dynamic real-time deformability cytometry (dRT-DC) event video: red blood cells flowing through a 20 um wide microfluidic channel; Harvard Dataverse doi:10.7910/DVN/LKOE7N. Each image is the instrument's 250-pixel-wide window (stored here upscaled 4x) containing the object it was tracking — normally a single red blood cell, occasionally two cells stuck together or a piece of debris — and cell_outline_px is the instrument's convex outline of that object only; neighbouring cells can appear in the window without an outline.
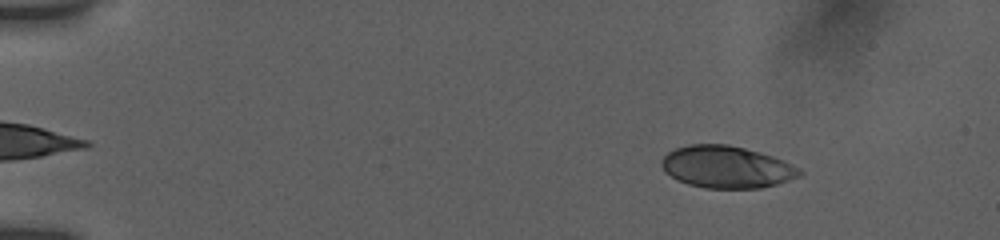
{"species": "human", "species_latin": "Homo sapiens", "temperature_condition": "room temperature", "stored_images_in_passage": 10, "camera_frame_rate_fps": 3000, "um_per_image_px": 0.085, "donor": {"sex": "female"}, "frame": {"image": 1, "passage_image": 2, "time_ms": 0.333, "image_size_px": [1000, 240], "cell_outline_px": [[804, 172], [800, 176], [776, 184], [760, 188], [704, 188], [688, 184], [664, 172], [660, 164], [660, 160], [668, 152], [676, 148], [692, 144], [728, 144], [760, 152], [784, 160], [800, 168]], "centroid_in_image_um": [61.76, 14.19], "position_along_channel_um": 23.2, "area_um2": 33.87}}
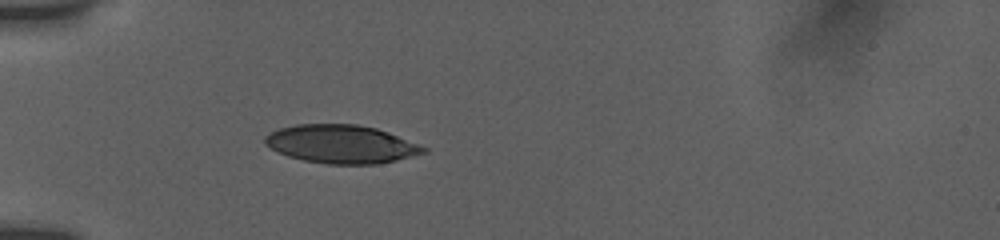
{"frame": {"image": 2, "passage_image": 8, "time_ms": 2.333, "image_size_px": [1000, 240], "cell_outline_px": [[428, 152], [396, 160], [376, 164], [328, 164], [304, 160], [288, 156], [264, 144], [264, 136], [280, 128], [296, 124], [356, 124], [376, 128], [388, 132], [428, 148]], "centroid_in_image_um": [29.02, 12.25], "position_along_channel_um": 56.0, "area_um2": 35.2}}
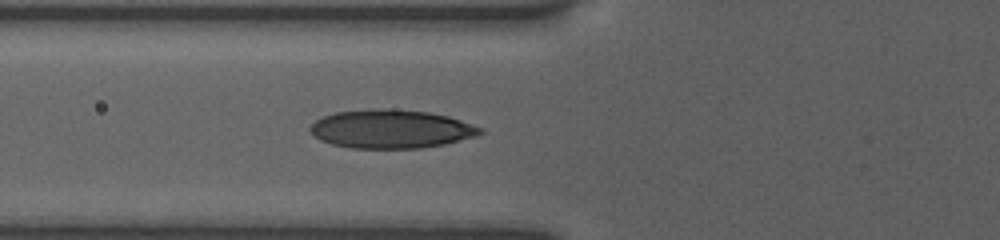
{"frame": {"image": 3, "passage_image": 10, "time_ms": 3.0, "image_size_px": [1000, 240], "cell_outline_px": [[484, 132], [476, 136], [444, 144], [420, 148], [348, 148], [332, 144], [320, 140], [308, 128], [316, 120], [324, 116], [336, 112], [372, 108], [384, 108], [428, 112], [448, 116], [484, 128]], "centroid_in_image_um": [33.25, 10.96], "position_along_channel_um": 92.6, "area_um2": 38.21}}